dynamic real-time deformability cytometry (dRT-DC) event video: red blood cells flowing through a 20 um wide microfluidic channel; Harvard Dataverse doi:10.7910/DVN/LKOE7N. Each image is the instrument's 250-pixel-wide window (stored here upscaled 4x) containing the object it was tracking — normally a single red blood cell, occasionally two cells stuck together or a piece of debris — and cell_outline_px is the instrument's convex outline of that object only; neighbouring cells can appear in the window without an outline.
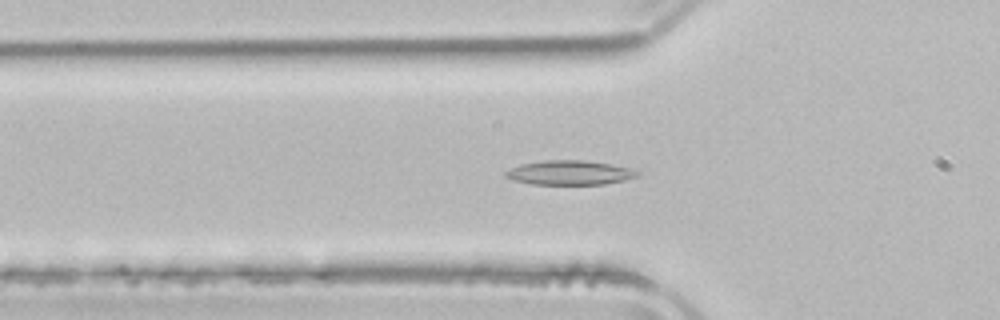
{"species": "common noctule bat (a hibernating species)", "species_latin": "Nyctalus noctula", "temperature_condition": "room temperature", "stored_images_in_passage": 51, "camera_frame_rate_fps": 3000, "um_per_image_px": 0.085, "animal": {"sex": "male", "body_mass_g": 21.5, "forearm_length_mm": 52.0}, "frame": {"image": 1, "passage_image": 16, "time_ms": 5.0, "image_size_px": [1000, 320], "cell_outline_px": [[640, 176], [624, 180], [604, 184], [532, 184], [512, 180], [504, 176], [504, 172], [520, 164], [548, 160], [584, 160], [612, 164], [632, 168], [640, 172]], "centroid_in_image_um": [48.45, 14.67], "position_along_channel_um": 77.3, "area_um2": 18.79}}
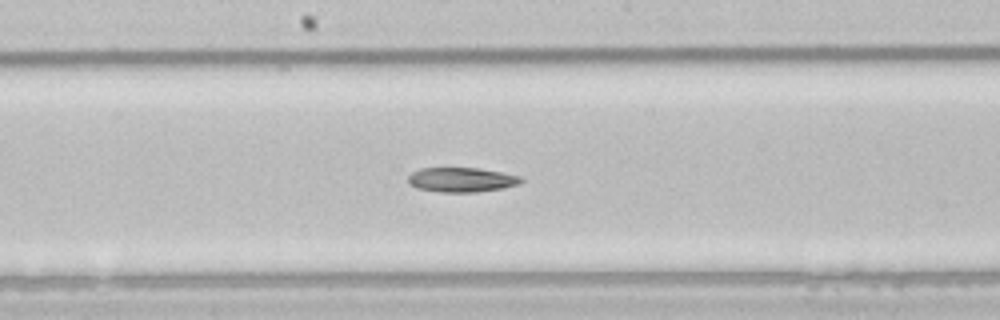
{"frame": {"image": 2, "passage_image": 26, "time_ms": 8.333, "image_size_px": [1000, 320], "cell_outline_px": [[524, 180], [520, 184], [504, 188], [476, 192], [440, 192], [416, 188], [408, 184], [408, 176], [412, 172], [420, 168], [476, 168], [500, 172], [520, 176]], "centroid_in_image_um": [39.21, 15.28], "position_along_channel_um": 209.0, "area_um2": 16.24}}
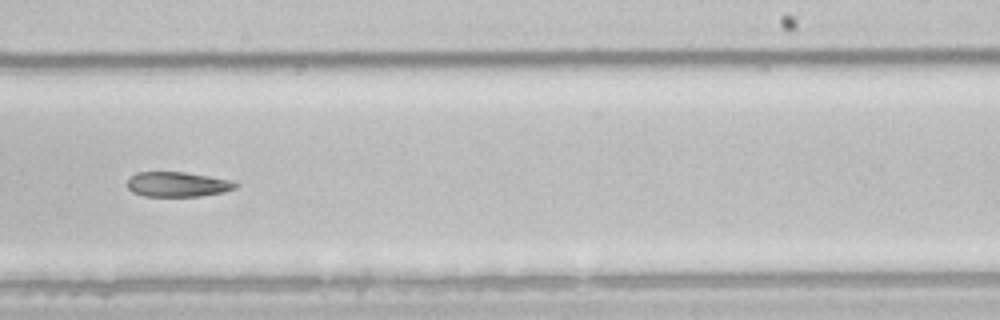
{"frame": {"image": 3, "passage_image": 31, "time_ms": 10.0, "image_size_px": [1000, 320], "cell_outline_px": [[240, 184], [236, 188], [224, 192], [200, 196], [144, 196], [132, 192], [128, 188], [128, 180], [136, 172], [184, 172], [236, 180]], "centroid_in_image_um": [15.17, 15.66], "position_along_channel_um": 273.8, "area_um2": 15.9}, "authors_computed_cell_mechanics": {"area_um2": 19.2474, "velocity_mm_per_s": 3.926, "shape_relaxation_time_tau1_ms": 6.1897, "shape_relaxation_time_tau2_ms": 10.0973, "deformation_change_tau1": 0.1099, "deformation_change_tau2": 0.1663}}